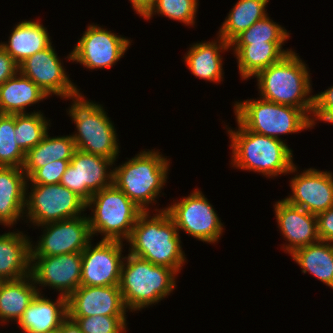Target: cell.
Here are the masks:
<instances>
[{
  "instance_id": "38",
  "label": "cell",
  "mask_w": 333,
  "mask_h": 333,
  "mask_svg": "<svg viewBox=\"0 0 333 333\" xmlns=\"http://www.w3.org/2000/svg\"><path fill=\"white\" fill-rule=\"evenodd\" d=\"M316 218L320 240L333 243V206L317 214Z\"/></svg>"
},
{
  "instance_id": "18",
  "label": "cell",
  "mask_w": 333,
  "mask_h": 333,
  "mask_svg": "<svg viewBox=\"0 0 333 333\" xmlns=\"http://www.w3.org/2000/svg\"><path fill=\"white\" fill-rule=\"evenodd\" d=\"M68 317L127 316L119 286H80L67 297Z\"/></svg>"
},
{
  "instance_id": "10",
  "label": "cell",
  "mask_w": 333,
  "mask_h": 333,
  "mask_svg": "<svg viewBox=\"0 0 333 333\" xmlns=\"http://www.w3.org/2000/svg\"><path fill=\"white\" fill-rule=\"evenodd\" d=\"M174 221L178 232L182 230L199 241L215 244L220 240L224 231L216 210L199 188L187 197L173 200L165 208Z\"/></svg>"
},
{
  "instance_id": "2",
  "label": "cell",
  "mask_w": 333,
  "mask_h": 333,
  "mask_svg": "<svg viewBox=\"0 0 333 333\" xmlns=\"http://www.w3.org/2000/svg\"><path fill=\"white\" fill-rule=\"evenodd\" d=\"M238 128L226 127L232 149L231 167L258 172L268 178L289 174L293 163V150L285 140L247 130L237 119Z\"/></svg>"
},
{
  "instance_id": "17",
  "label": "cell",
  "mask_w": 333,
  "mask_h": 333,
  "mask_svg": "<svg viewBox=\"0 0 333 333\" xmlns=\"http://www.w3.org/2000/svg\"><path fill=\"white\" fill-rule=\"evenodd\" d=\"M297 171L294 164L289 172L295 176L290 181L292 195H288L284 200L315 215L332 207L333 173L315 168H308L301 173Z\"/></svg>"
},
{
  "instance_id": "19",
  "label": "cell",
  "mask_w": 333,
  "mask_h": 333,
  "mask_svg": "<svg viewBox=\"0 0 333 333\" xmlns=\"http://www.w3.org/2000/svg\"><path fill=\"white\" fill-rule=\"evenodd\" d=\"M273 206L277 227L285 241H288L282 244L286 253L291 255L297 249L320 241L315 214L293 206L284 199L278 200Z\"/></svg>"
},
{
  "instance_id": "30",
  "label": "cell",
  "mask_w": 333,
  "mask_h": 333,
  "mask_svg": "<svg viewBox=\"0 0 333 333\" xmlns=\"http://www.w3.org/2000/svg\"><path fill=\"white\" fill-rule=\"evenodd\" d=\"M270 0H238L218 31L219 37L229 44L243 31L264 18Z\"/></svg>"
},
{
  "instance_id": "9",
  "label": "cell",
  "mask_w": 333,
  "mask_h": 333,
  "mask_svg": "<svg viewBox=\"0 0 333 333\" xmlns=\"http://www.w3.org/2000/svg\"><path fill=\"white\" fill-rule=\"evenodd\" d=\"M29 183L27 181L26 184L24 213L26 223L41 226L85 215L86 202L67 187L60 183L50 185Z\"/></svg>"
},
{
  "instance_id": "25",
  "label": "cell",
  "mask_w": 333,
  "mask_h": 333,
  "mask_svg": "<svg viewBox=\"0 0 333 333\" xmlns=\"http://www.w3.org/2000/svg\"><path fill=\"white\" fill-rule=\"evenodd\" d=\"M286 42L230 44L238 63L241 79L255 77L259 72L280 61L292 49H283Z\"/></svg>"
},
{
  "instance_id": "8",
  "label": "cell",
  "mask_w": 333,
  "mask_h": 333,
  "mask_svg": "<svg viewBox=\"0 0 333 333\" xmlns=\"http://www.w3.org/2000/svg\"><path fill=\"white\" fill-rule=\"evenodd\" d=\"M235 118L249 131L282 140V134H294L313 128L302 110L264 99H247L234 103Z\"/></svg>"
},
{
  "instance_id": "31",
  "label": "cell",
  "mask_w": 333,
  "mask_h": 333,
  "mask_svg": "<svg viewBox=\"0 0 333 333\" xmlns=\"http://www.w3.org/2000/svg\"><path fill=\"white\" fill-rule=\"evenodd\" d=\"M49 122L40 110L15 114V140L25 153L42 141L49 130Z\"/></svg>"
},
{
  "instance_id": "35",
  "label": "cell",
  "mask_w": 333,
  "mask_h": 333,
  "mask_svg": "<svg viewBox=\"0 0 333 333\" xmlns=\"http://www.w3.org/2000/svg\"><path fill=\"white\" fill-rule=\"evenodd\" d=\"M82 333H126V316L70 317Z\"/></svg>"
},
{
  "instance_id": "40",
  "label": "cell",
  "mask_w": 333,
  "mask_h": 333,
  "mask_svg": "<svg viewBox=\"0 0 333 333\" xmlns=\"http://www.w3.org/2000/svg\"><path fill=\"white\" fill-rule=\"evenodd\" d=\"M133 10L145 18L154 8L156 0H129Z\"/></svg>"
},
{
  "instance_id": "34",
  "label": "cell",
  "mask_w": 333,
  "mask_h": 333,
  "mask_svg": "<svg viewBox=\"0 0 333 333\" xmlns=\"http://www.w3.org/2000/svg\"><path fill=\"white\" fill-rule=\"evenodd\" d=\"M199 0H156L154 8L144 18L150 20L153 15L159 14L169 19L177 20L183 24L194 26Z\"/></svg>"
},
{
  "instance_id": "7",
  "label": "cell",
  "mask_w": 333,
  "mask_h": 333,
  "mask_svg": "<svg viewBox=\"0 0 333 333\" xmlns=\"http://www.w3.org/2000/svg\"><path fill=\"white\" fill-rule=\"evenodd\" d=\"M91 210L88 217L92 236L102 240L127 241L139 215L143 212L114 184L95 192L86 202ZM93 213V214H92Z\"/></svg>"
},
{
  "instance_id": "15",
  "label": "cell",
  "mask_w": 333,
  "mask_h": 333,
  "mask_svg": "<svg viewBox=\"0 0 333 333\" xmlns=\"http://www.w3.org/2000/svg\"><path fill=\"white\" fill-rule=\"evenodd\" d=\"M82 253L74 252L55 256H31L30 275L40 293L52 287L68 297L81 286ZM39 285V288H38Z\"/></svg>"
},
{
  "instance_id": "37",
  "label": "cell",
  "mask_w": 333,
  "mask_h": 333,
  "mask_svg": "<svg viewBox=\"0 0 333 333\" xmlns=\"http://www.w3.org/2000/svg\"><path fill=\"white\" fill-rule=\"evenodd\" d=\"M331 109H333V86L313 95V110L310 117L312 126L314 127L317 120L320 121Z\"/></svg>"
},
{
  "instance_id": "5",
  "label": "cell",
  "mask_w": 333,
  "mask_h": 333,
  "mask_svg": "<svg viewBox=\"0 0 333 333\" xmlns=\"http://www.w3.org/2000/svg\"><path fill=\"white\" fill-rule=\"evenodd\" d=\"M160 153L144 150L113 168V184L143 211L156 204L167 182L170 160Z\"/></svg>"
},
{
  "instance_id": "21",
  "label": "cell",
  "mask_w": 333,
  "mask_h": 333,
  "mask_svg": "<svg viewBox=\"0 0 333 333\" xmlns=\"http://www.w3.org/2000/svg\"><path fill=\"white\" fill-rule=\"evenodd\" d=\"M26 184L22 168L0 166V225L12 228L25 220Z\"/></svg>"
},
{
  "instance_id": "36",
  "label": "cell",
  "mask_w": 333,
  "mask_h": 333,
  "mask_svg": "<svg viewBox=\"0 0 333 333\" xmlns=\"http://www.w3.org/2000/svg\"><path fill=\"white\" fill-rule=\"evenodd\" d=\"M70 160H54L38 168L28 179L30 184H59Z\"/></svg>"
},
{
  "instance_id": "42",
  "label": "cell",
  "mask_w": 333,
  "mask_h": 333,
  "mask_svg": "<svg viewBox=\"0 0 333 333\" xmlns=\"http://www.w3.org/2000/svg\"><path fill=\"white\" fill-rule=\"evenodd\" d=\"M320 121L333 124V109H331Z\"/></svg>"
},
{
  "instance_id": "3",
  "label": "cell",
  "mask_w": 333,
  "mask_h": 333,
  "mask_svg": "<svg viewBox=\"0 0 333 333\" xmlns=\"http://www.w3.org/2000/svg\"><path fill=\"white\" fill-rule=\"evenodd\" d=\"M293 50L255 77L259 96L269 102L302 109L309 117L313 110V94L309 67Z\"/></svg>"
},
{
  "instance_id": "4",
  "label": "cell",
  "mask_w": 333,
  "mask_h": 333,
  "mask_svg": "<svg viewBox=\"0 0 333 333\" xmlns=\"http://www.w3.org/2000/svg\"><path fill=\"white\" fill-rule=\"evenodd\" d=\"M171 268L134 256H125L119 288L123 302L130 312L157 304L175 290L176 276Z\"/></svg>"
},
{
  "instance_id": "24",
  "label": "cell",
  "mask_w": 333,
  "mask_h": 333,
  "mask_svg": "<svg viewBox=\"0 0 333 333\" xmlns=\"http://www.w3.org/2000/svg\"><path fill=\"white\" fill-rule=\"evenodd\" d=\"M10 33L8 42H0V46L18 65L53 43L47 28L38 19L19 22Z\"/></svg>"
},
{
  "instance_id": "39",
  "label": "cell",
  "mask_w": 333,
  "mask_h": 333,
  "mask_svg": "<svg viewBox=\"0 0 333 333\" xmlns=\"http://www.w3.org/2000/svg\"><path fill=\"white\" fill-rule=\"evenodd\" d=\"M19 72V65L0 46V85Z\"/></svg>"
},
{
  "instance_id": "11",
  "label": "cell",
  "mask_w": 333,
  "mask_h": 333,
  "mask_svg": "<svg viewBox=\"0 0 333 333\" xmlns=\"http://www.w3.org/2000/svg\"><path fill=\"white\" fill-rule=\"evenodd\" d=\"M83 33L66 59L89 70L112 68L131 45L130 39L94 23L89 24Z\"/></svg>"
},
{
  "instance_id": "33",
  "label": "cell",
  "mask_w": 333,
  "mask_h": 333,
  "mask_svg": "<svg viewBox=\"0 0 333 333\" xmlns=\"http://www.w3.org/2000/svg\"><path fill=\"white\" fill-rule=\"evenodd\" d=\"M289 35L285 27L274 22L266 15L239 34L230 44L286 42L290 38Z\"/></svg>"
},
{
  "instance_id": "12",
  "label": "cell",
  "mask_w": 333,
  "mask_h": 333,
  "mask_svg": "<svg viewBox=\"0 0 333 333\" xmlns=\"http://www.w3.org/2000/svg\"><path fill=\"white\" fill-rule=\"evenodd\" d=\"M113 165L112 159L76 149L60 184L87 202L95 192L113 184Z\"/></svg>"
},
{
  "instance_id": "22",
  "label": "cell",
  "mask_w": 333,
  "mask_h": 333,
  "mask_svg": "<svg viewBox=\"0 0 333 333\" xmlns=\"http://www.w3.org/2000/svg\"><path fill=\"white\" fill-rule=\"evenodd\" d=\"M190 46L183 58L192 75L205 81L220 84L224 79L223 57L220 53L231 50L230 44L217 36V40L194 42Z\"/></svg>"
},
{
  "instance_id": "13",
  "label": "cell",
  "mask_w": 333,
  "mask_h": 333,
  "mask_svg": "<svg viewBox=\"0 0 333 333\" xmlns=\"http://www.w3.org/2000/svg\"><path fill=\"white\" fill-rule=\"evenodd\" d=\"M61 61L51 44L23 61L19 65V72L39 86L48 97L53 94L72 100L81 92L70 80Z\"/></svg>"
},
{
  "instance_id": "6",
  "label": "cell",
  "mask_w": 333,
  "mask_h": 333,
  "mask_svg": "<svg viewBox=\"0 0 333 333\" xmlns=\"http://www.w3.org/2000/svg\"><path fill=\"white\" fill-rule=\"evenodd\" d=\"M85 99L81 93L72 99L73 103L67 109V114L70 115L77 129L72 134L76 149L100 155L115 162L120 149L114 123L101 104Z\"/></svg>"
},
{
  "instance_id": "14",
  "label": "cell",
  "mask_w": 333,
  "mask_h": 333,
  "mask_svg": "<svg viewBox=\"0 0 333 333\" xmlns=\"http://www.w3.org/2000/svg\"><path fill=\"white\" fill-rule=\"evenodd\" d=\"M43 234L36 245L31 243V256H55L82 252L93 240L88 217L75 218L47 223L41 226Z\"/></svg>"
},
{
  "instance_id": "28",
  "label": "cell",
  "mask_w": 333,
  "mask_h": 333,
  "mask_svg": "<svg viewBox=\"0 0 333 333\" xmlns=\"http://www.w3.org/2000/svg\"><path fill=\"white\" fill-rule=\"evenodd\" d=\"M75 150L72 135L51 137L47 132L39 144L25 153L22 170L28 179L38 168L54 160H71Z\"/></svg>"
},
{
  "instance_id": "29",
  "label": "cell",
  "mask_w": 333,
  "mask_h": 333,
  "mask_svg": "<svg viewBox=\"0 0 333 333\" xmlns=\"http://www.w3.org/2000/svg\"><path fill=\"white\" fill-rule=\"evenodd\" d=\"M302 269L333 289V243L318 241L290 255Z\"/></svg>"
},
{
  "instance_id": "41",
  "label": "cell",
  "mask_w": 333,
  "mask_h": 333,
  "mask_svg": "<svg viewBox=\"0 0 333 333\" xmlns=\"http://www.w3.org/2000/svg\"><path fill=\"white\" fill-rule=\"evenodd\" d=\"M59 331L61 333H82L79 325L75 322V320H72L70 317H67L63 321Z\"/></svg>"
},
{
  "instance_id": "20",
  "label": "cell",
  "mask_w": 333,
  "mask_h": 333,
  "mask_svg": "<svg viewBox=\"0 0 333 333\" xmlns=\"http://www.w3.org/2000/svg\"><path fill=\"white\" fill-rule=\"evenodd\" d=\"M58 295L53 301L38 292L17 323L22 332L52 333L60 329L68 317V310L67 297Z\"/></svg>"
},
{
  "instance_id": "23",
  "label": "cell",
  "mask_w": 333,
  "mask_h": 333,
  "mask_svg": "<svg viewBox=\"0 0 333 333\" xmlns=\"http://www.w3.org/2000/svg\"><path fill=\"white\" fill-rule=\"evenodd\" d=\"M23 231L0 235V278L18 280L30 275L31 243Z\"/></svg>"
},
{
  "instance_id": "1",
  "label": "cell",
  "mask_w": 333,
  "mask_h": 333,
  "mask_svg": "<svg viewBox=\"0 0 333 333\" xmlns=\"http://www.w3.org/2000/svg\"><path fill=\"white\" fill-rule=\"evenodd\" d=\"M154 211L156 214L153 216L150 211L139 215L126 241L130 245L128 252L154 265L169 267L179 274L187 259L182 251L178 229L165 208Z\"/></svg>"
},
{
  "instance_id": "32",
  "label": "cell",
  "mask_w": 333,
  "mask_h": 333,
  "mask_svg": "<svg viewBox=\"0 0 333 333\" xmlns=\"http://www.w3.org/2000/svg\"><path fill=\"white\" fill-rule=\"evenodd\" d=\"M25 152L15 140V114L0 113V166L22 168Z\"/></svg>"
},
{
  "instance_id": "27",
  "label": "cell",
  "mask_w": 333,
  "mask_h": 333,
  "mask_svg": "<svg viewBox=\"0 0 333 333\" xmlns=\"http://www.w3.org/2000/svg\"><path fill=\"white\" fill-rule=\"evenodd\" d=\"M38 294L31 275L18 280H6L0 285V324L18 323L24 311ZM10 320V321H9Z\"/></svg>"
},
{
  "instance_id": "26",
  "label": "cell",
  "mask_w": 333,
  "mask_h": 333,
  "mask_svg": "<svg viewBox=\"0 0 333 333\" xmlns=\"http://www.w3.org/2000/svg\"><path fill=\"white\" fill-rule=\"evenodd\" d=\"M47 98L49 97L39 86L18 72L0 85V113H26V107Z\"/></svg>"
},
{
  "instance_id": "16",
  "label": "cell",
  "mask_w": 333,
  "mask_h": 333,
  "mask_svg": "<svg viewBox=\"0 0 333 333\" xmlns=\"http://www.w3.org/2000/svg\"><path fill=\"white\" fill-rule=\"evenodd\" d=\"M91 243L81 252V286H119L125 259L123 242L101 239L94 246Z\"/></svg>"
},
{
  "instance_id": "43",
  "label": "cell",
  "mask_w": 333,
  "mask_h": 333,
  "mask_svg": "<svg viewBox=\"0 0 333 333\" xmlns=\"http://www.w3.org/2000/svg\"><path fill=\"white\" fill-rule=\"evenodd\" d=\"M52 333H61L59 330L55 331V332H52Z\"/></svg>"
}]
</instances>
